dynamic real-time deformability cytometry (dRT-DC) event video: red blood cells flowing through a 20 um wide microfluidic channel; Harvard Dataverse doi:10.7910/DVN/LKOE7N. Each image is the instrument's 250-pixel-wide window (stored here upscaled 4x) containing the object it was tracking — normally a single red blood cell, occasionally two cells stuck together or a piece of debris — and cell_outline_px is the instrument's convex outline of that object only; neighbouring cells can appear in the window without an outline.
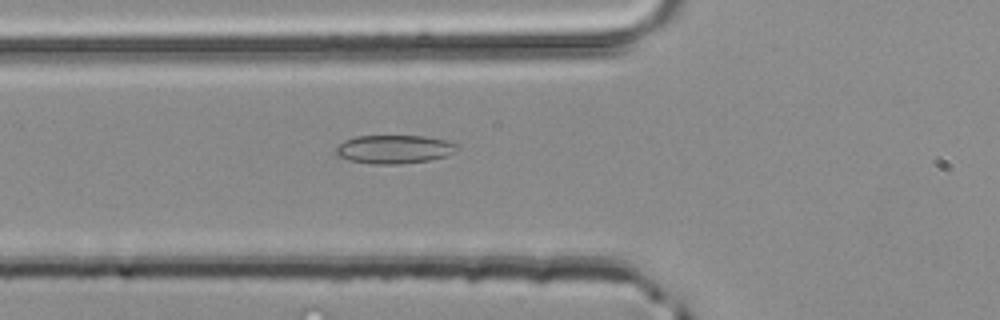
{"species": "common noctule bat (a hibernating species)", "species_latin": "Nyctalus noctula", "temperature_condition": "room temperature", "stored_images_in_passage": 39, "camera_frame_rate_fps": 3000, "um_per_image_px": 0.085, "animal": {"sex": "male", "body_mass_g": 20.4}, "frame": {"image": 1, "passage_image": 7, "time_ms": 2.0, "image_size_px": [1000, 320], "cell_outline_px": [[460, 148], [448, 156], [428, 160], [400, 164], [372, 164], [352, 160], [340, 156], [336, 152], [336, 148], [344, 140], [356, 136], [424, 136], [444, 140], [460, 144]], "centroid_in_image_um": [33.57, 12.68], "position_along_channel_um": 92.2, "area_um2": 20.06}}
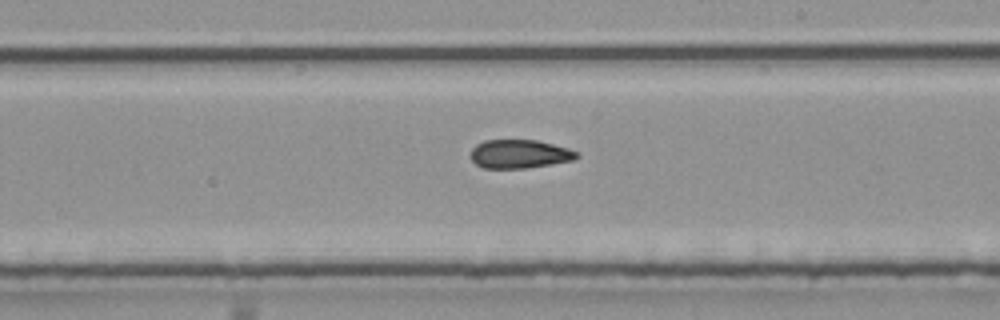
{"frame": {"image": 2, "passage_image": 18, "time_ms": 5.667, "image_size_px": [1000, 320], "cell_outline_px": [[580, 156], [572, 160], [528, 168], [484, 168], [476, 164], [468, 156], [468, 152], [476, 144], [484, 140], [536, 140], [568, 148], [580, 152]], "centroid_in_image_um": [44.12, 13.08], "position_along_channel_um": 244.9, "area_um2": 17.86}}
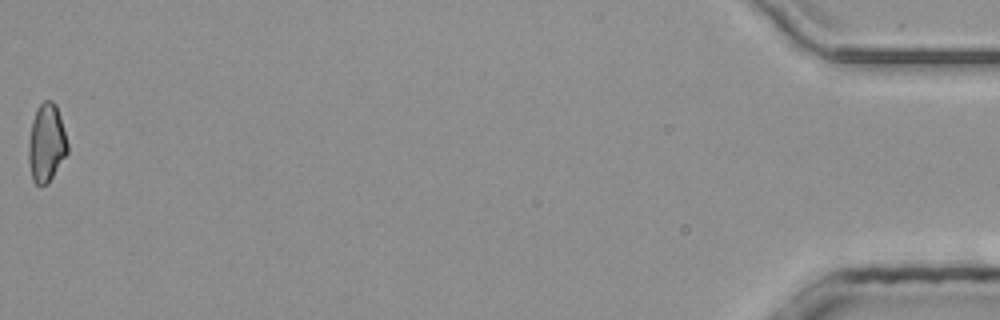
{"frame": {"image": 3, "passage_image": 39, "time_ms": 12.667, "image_size_px": [1000, 320], "cell_outline_px": [[68, 152], [48, 184], [40, 188], [32, 180], [28, 160], [28, 140], [32, 120], [36, 108], [44, 100], [52, 100], [56, 104], [68, 144]], "centroid_in_image_um": [3.92, 12.18], "position_along_channel_um": 431.3, "area_um2": 18.03}, "authors_computed_cell_mechanics": {"area_um2": 18.0336, "velocity_mm_per_s": 4.1562, "shape_relaxation_time_tau1_ms": null, "shape_relaxation_time_tau2_ms": 2.5197, "deformation_change_tau1": null, "deformation_change_tau2": 0.0977}}